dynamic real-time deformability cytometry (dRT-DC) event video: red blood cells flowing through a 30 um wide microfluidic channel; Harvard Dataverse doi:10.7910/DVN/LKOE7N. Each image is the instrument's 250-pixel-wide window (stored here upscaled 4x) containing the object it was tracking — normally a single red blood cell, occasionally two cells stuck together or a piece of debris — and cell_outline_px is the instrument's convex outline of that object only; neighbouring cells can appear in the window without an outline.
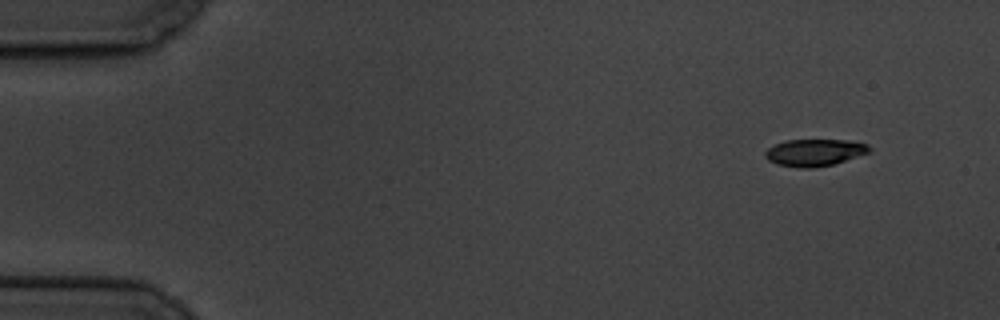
{"species": "common noctule bat (a hibernating species)", "species_latin": "Nyctalus noctula", "temperature_condition": "cold", "stored_images_in_passage": 3, "camera_frame_rate_fps": 3000, "um_per_image_px": 0.085, "animal": {"sex": "male", "body_mass_g": 19.5, "forearm_length_mm": 54.6}, "frame": {"image": 1, "passage_image": 1, "time_ms": 0.0, "image_size_px": [1000, 320], "cell_outline_px": [[872, 152], [832, 164], [812, 168], [800, 168], [776, 164], [768, 160], [764, 156], [764, 152], [768, 148], [784, 140], [844, 140], [868, 144], [872, 148]], "centroid_in_image_um": [69.24, 12.96], "position_along_channel_um": 15.8, "area_um2": 16.42}}